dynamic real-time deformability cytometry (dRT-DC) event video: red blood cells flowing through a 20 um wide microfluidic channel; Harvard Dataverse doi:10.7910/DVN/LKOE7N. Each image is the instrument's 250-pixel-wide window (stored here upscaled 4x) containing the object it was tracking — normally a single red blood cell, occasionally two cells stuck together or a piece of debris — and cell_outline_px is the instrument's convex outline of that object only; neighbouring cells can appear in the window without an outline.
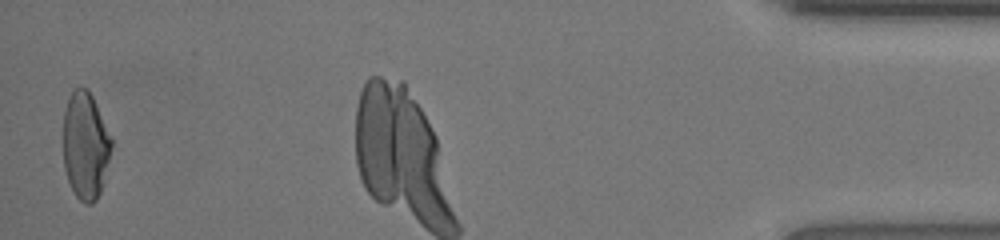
{"species": "human", "species_latin": "Homo sapiens", "temperature_condition": "room temperature", "stored_images_in_passage": 31, "camera_frame_rate_fps": 3000, "um_per_image_px": 0.085, "donor": {"sex": "female"}, "frame": {"image": 1, "passage_image": 31, "time_ms": 10.0, "image_size_px": [1000, 240], "cell_outline_px": [[112, 148], [104, 180], [100, 192], [96, 200], [92, 204], [84, 204], [76, 196], [68, 180], [64, 168], [64, 108], [72, 88], [80, 84], [88, 88], [112, 136]], "centroid_in_image_um": [7.27, 12.32], "position_along_channel_um": 427.9, "area_um2": 30.58}}